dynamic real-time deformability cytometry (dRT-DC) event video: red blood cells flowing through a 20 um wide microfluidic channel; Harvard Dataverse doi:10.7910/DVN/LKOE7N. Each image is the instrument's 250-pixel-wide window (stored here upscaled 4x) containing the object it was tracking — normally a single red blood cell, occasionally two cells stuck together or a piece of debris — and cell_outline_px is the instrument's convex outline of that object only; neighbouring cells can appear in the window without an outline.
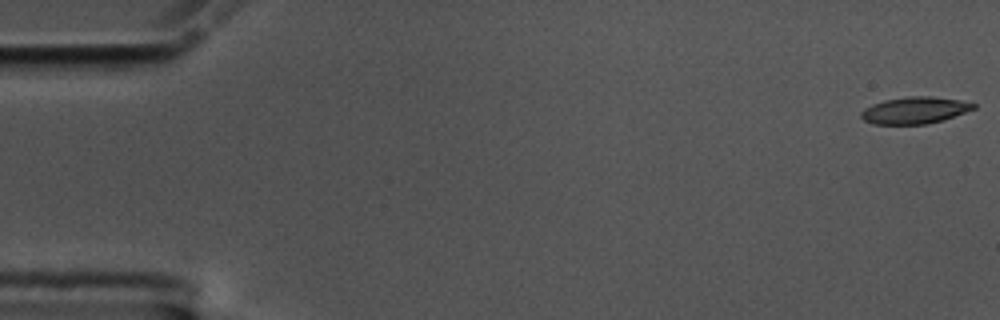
{"species": "common noctule bat (a hibernating species)", "species_latin": "Nyctalus noctula", "temperature_condition": "cold", "stored_images_in_passage": 57, "camera_frame_rate_fps": 3000, "um_per_image_px": 0.085, "animal": {"sex": "male", "body_mass_g": 17.5, "forearm_length_mm": 52.3}, "frame": {"image": 1, "passage_image": 1, "time_ms": 0.0, "image_size_px": [1000, 320], "cell_outline_px": [[976, 108], [940, 120], [924, 124], [872, 124], [864, 120], [860, 116], [860, 112], [864, 108], [872, 104], [884, 100], [908, 96], [932, 96], [960, 100], [976, 104]], "centroid_in_image_um": [77.7, 9.36], "position_along_channel_um": 7.3, "area_um2": 17.4}}
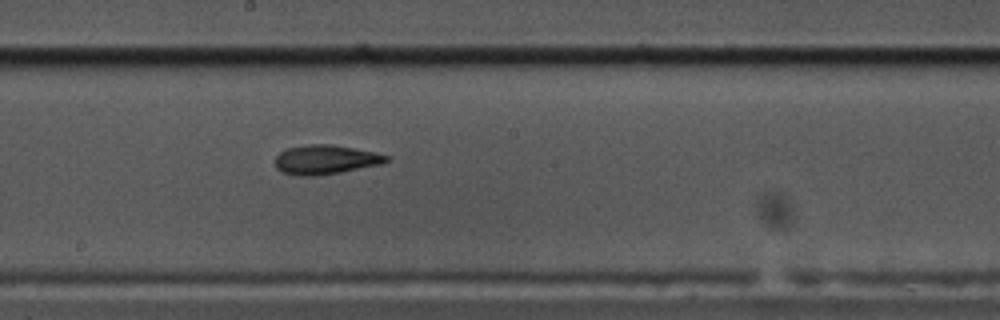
{"frame": {"image": 2, "passage_image": 31, "time_ms": 10.0, "image_size_px": [1000, 320], "cell_outline_px": [[388, 160], [384, 164], [340, 172], [316, 176], [300, 176], [280, 172], [276, 168], [276, 156], [280, 152], [288, 148], [308, 144], [332, 144], [372, 152], [388, 156]], "centroid_in_image_um": [27.64, 13.58], "position_along_channel_um": 220.6, "area_um2": 18.9}}
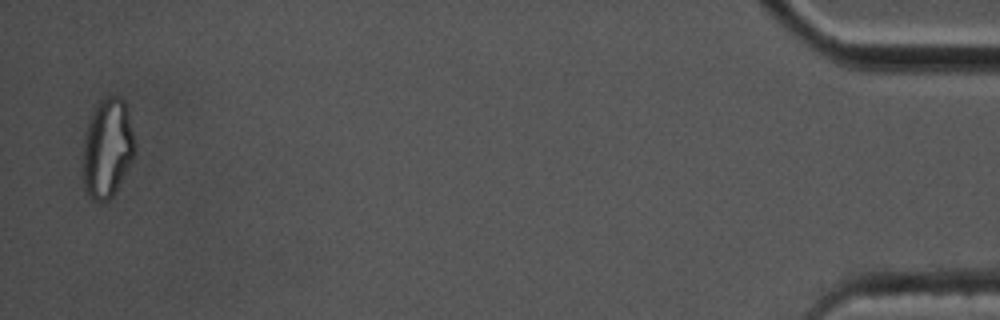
{"frame": {"image": 3, "passage_image": 56, "time_ms": 18.333, "image_size_px": [1000, 320], "cell_outline_px": [[136, 152], [132, 160], [112, 196], [108, 200], [92, 200], [88, 196], [84, 188], [84, 140], [88, 124], [96, 104], [100, 100], [108, 96], [120, 96], [124, 100], [128, 112], [136, 144]], "centroid_in_image_um": [9.15, 12.57], "position_along_channel_um": 426.1, "area_um2": 29.71}, "authors_computed_cell_mechanics": {"area_um2": 18.785, "velocity_mm_per_s": 3.5386, "shape_relaxation_time_tau1_ms": null, "shape_relaxation_time_tau2_ms": 6.7252, "deformation_change_tau1": null, "deformation_change_tau2": 0.1592}}